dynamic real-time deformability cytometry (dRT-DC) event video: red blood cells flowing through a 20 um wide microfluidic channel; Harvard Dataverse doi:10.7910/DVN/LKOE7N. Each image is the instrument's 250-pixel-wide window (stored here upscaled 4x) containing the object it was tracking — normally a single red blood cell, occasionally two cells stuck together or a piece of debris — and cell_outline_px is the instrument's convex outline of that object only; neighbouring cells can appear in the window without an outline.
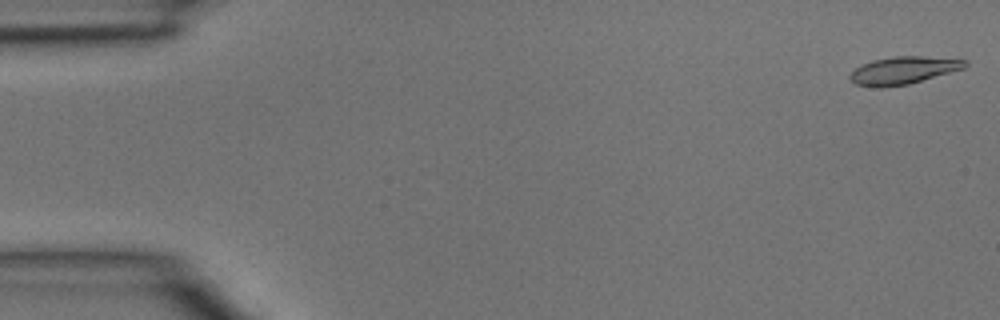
{"species": "common noctule bat (a hibernating species)", "species_latin": "Nyctalus noctula", "temperature_condition": "room temperature", "stored_images_in_passage": 44, "camera_frame_rate_fps": 3000, "um_per_image_px": 0.085, "animal": {"sex": "male", "body_mass_g": 15.6}, "frame": {"image": 1, "passage_image": 1, "time_ms": 0.0, "image_size_px": [1000, 320], "cell_outline_px": [[968, 64], [964, 68], [908, 84], [880, 88], [856, 84], [848, 76], [856, 68], [872, 60], [892, 56], [924, 56], [968, 60]], "centroid_in_image_um": [76.79, 5.97], "position_along_channel_um": 8.2, "area_um2": 18.26}}
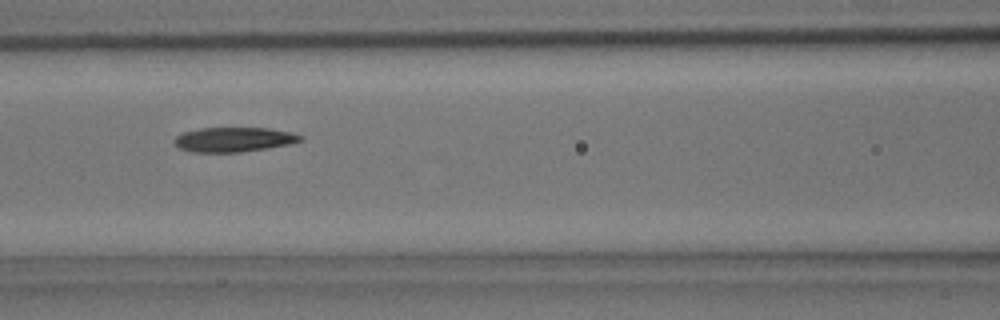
{"frame": {"image": 2, "passage_image": 19, "time_ms": 6.0, "image_size_px": [1000, 320], "cell_outline_px": [[304, 140], [288, 144], [268, 148], [240, 152], [192, 152], [180, 148], [176, 144], [176, 136], [184, 132], [200, 128], [268, 128], [292, 132], [304, 136]], "centroid_in_image_um": [19.93, 11.85], "position_along_channel_um": 146.7, "area_um2": 17.98}}
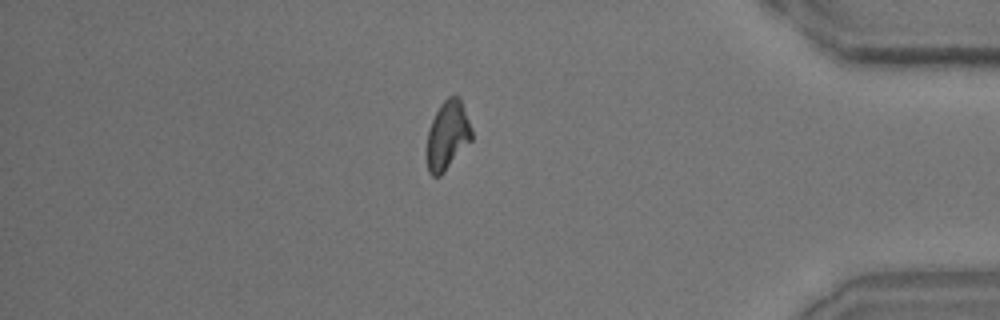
{"frame": {"image": 3, "passage_image": 38, "time_ms": 12.333, "image_size_px": [1000, 320], "cell_outline_px": [[472, 140], [444, 172], [440, 176], [432, 176], [428, 172], [428, 128], [440, 104], [448, 96], [460, 96], [472, 128]], "centroid_in_image_um": [38.06, 11.47], "position_along_channel_um": 397.1, "area_um2": 17.92}}